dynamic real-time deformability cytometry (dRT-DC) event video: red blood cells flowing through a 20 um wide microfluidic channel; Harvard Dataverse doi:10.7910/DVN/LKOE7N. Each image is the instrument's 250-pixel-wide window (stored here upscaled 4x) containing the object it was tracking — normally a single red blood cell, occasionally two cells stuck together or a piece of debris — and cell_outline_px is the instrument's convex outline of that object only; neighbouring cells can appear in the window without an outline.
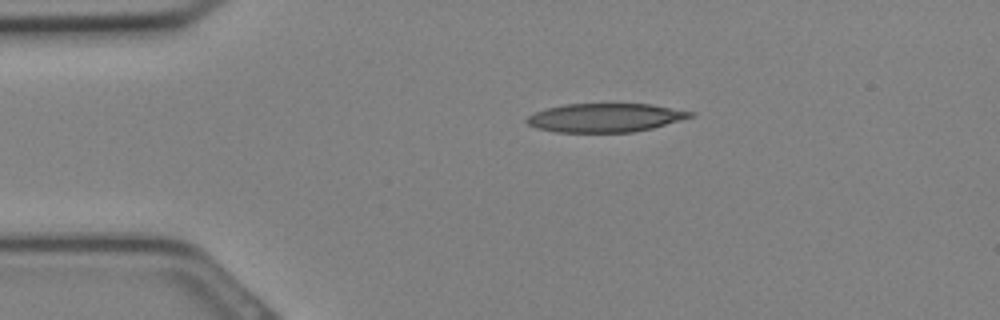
{"species": "Egyptian fruit bat (a non-hibernating species)", "species_latin": "Rousettus aegyptiacus", "temperature_condition": "cold", "stored_images_in_passage": 26, "camera_frame_rate_fps": 3000, "um_per_image_px": 0.085, "animal": {"sex": "female"}, "frame": {"image": 1, "passage_image": 1, "time_ms": 0.0, "image_size_px": [1000, 320], "cell_outline_px": [[696, 112], [692, 116], [652, 128], [632, 132], [556, 132], [536, 128], [528, 124], [524, 120], [532, 112], [564, 104], [652, 104]], "centroid_in_image_um": [51.4, 10.0], "position_along_channel_um": 33.6, "area_um2": 27.28}}
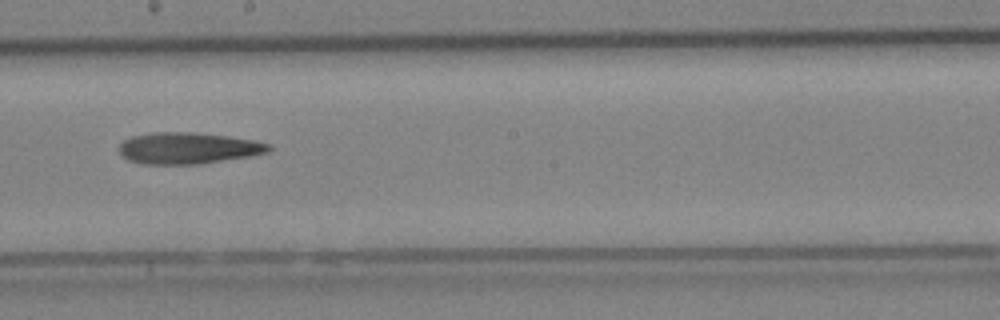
{"frame": {"image": 2, "passage_image": 12, "time_ms": 3.667, "image_size_px": [1000, 320], "cell_outline_px": [[272, 148], [268, 152], [252, 156], [196, 164], [144, 164], [128, 160], [120, 152], [120, 144], [124, 140], [132, 136], [156, 132], [192, 132], [228, 136], [256, 140], [272, 144]], "centroid_in_image_um": [16.04, 12.59], "position_along_channel_um": 232.2, "area_um2": 27.4}}
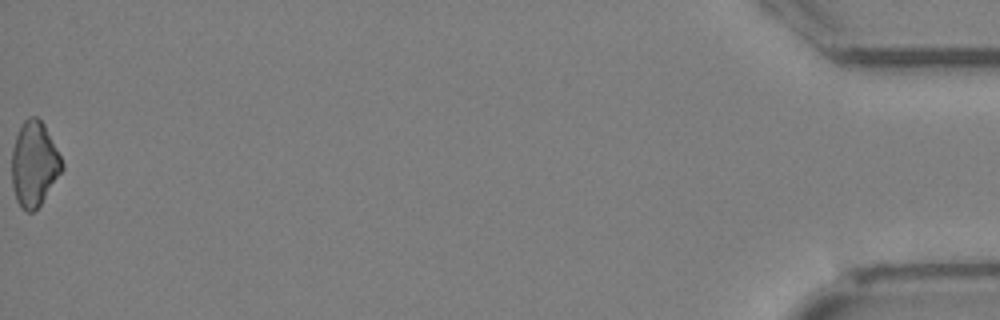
{"frame": {"image": 3, "passage_image": 26, "time_ms": 8.333, "image_size_px": [1000, 320], "cell_outline_px": [[64, 168], [40, 204], [32, 212], [24, 212], [20, 208], [16, 200], [12, 184], [12, 148], [16, 136], [24, 120], [28, 116], [36, 116], [44, 124], [64, 164]], "centroid_in_image_um": [2.89, 13.95], "position_along_channel_um": 432.3, "area_um2": 24.68}}